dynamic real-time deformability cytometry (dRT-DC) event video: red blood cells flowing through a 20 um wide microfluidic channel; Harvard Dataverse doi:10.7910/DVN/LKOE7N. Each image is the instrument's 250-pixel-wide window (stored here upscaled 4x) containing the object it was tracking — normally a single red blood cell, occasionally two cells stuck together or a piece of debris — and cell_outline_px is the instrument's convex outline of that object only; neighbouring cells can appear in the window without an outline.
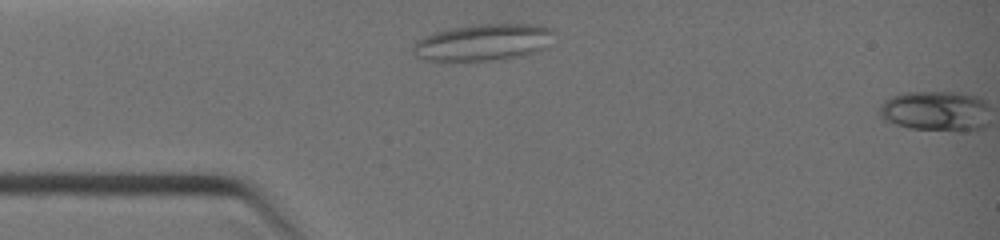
{"species": "common noctule bat (a hibernating species)", "species_latin": "Nyctalus noctula", "temperature_condition": "warm", "stored_images_in_passage": 2, "segment_of_instrument_passage": [1, 2], "camera_frame_rate_fps": 3000, "um_per_image_px": 0.085, "animal": {"sex": "female", "body_mass_g": 19.0, "forearm_length_mm": 51.5}, "frame": {"image": 1, "passage_image": 1, "time_ms": 0.0, "image_size_px": [1000, 240], "cell_outline_px": [[552, 32], [548, 48], [536, 52], [520, 56], [496, 60], [464, 64], [452, 64], [424, 60], [416, 56], [412, 52], [412, 48], [416, 40], [424, 36], [436, 32], [452, 28], [480, 24], [528, 24], [552, 28]], "centroid_in_image_um": [40.99, 3.67], "position_along_channel_um": 44.0, "area_um2": 31.15}}